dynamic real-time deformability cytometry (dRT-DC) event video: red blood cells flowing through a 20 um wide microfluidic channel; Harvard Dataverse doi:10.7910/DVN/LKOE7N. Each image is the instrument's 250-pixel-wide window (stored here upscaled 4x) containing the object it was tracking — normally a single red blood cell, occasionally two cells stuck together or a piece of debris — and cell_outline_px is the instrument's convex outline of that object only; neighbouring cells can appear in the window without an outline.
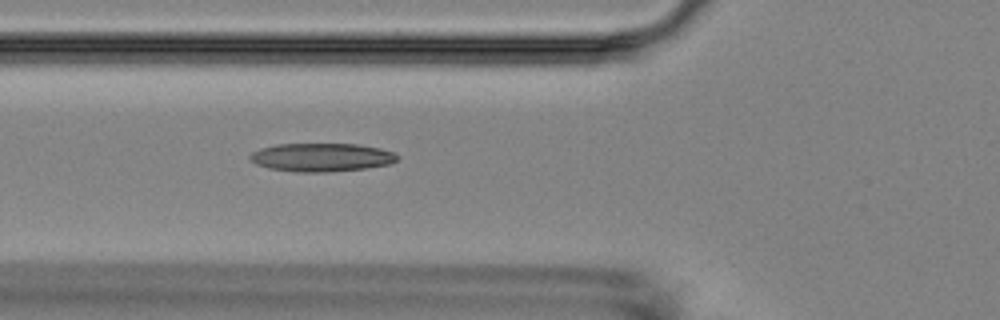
{"species": "Egyptian fruit bat (a non-hibernating species)", "species_latin": "Rousettus aegyptiacus", "temperature_condition": "room temperature", "stored_images_in_passage": 6, "camera_frame_rate_fps": 3000, "um_per_image_px": 0.085, "animal": {"sex": "female"}, "frame": {"image": 1, "passage_image": 6, "time_ms": 5.667, "image_size_px": [1000, 320], "cell_outline_px": [[400, 156], [396, 160], [388, 164], [364, 168], [328, 172], [296, 172], [268, 168], [256, 164], [248, 160], [248, 156], [252, 152], [260, 148], [276, 144], [356, 144], [380, 148], [392, 152]], "centroid_in_image_um": [27.27, 13.37], "position_along_channel_um": 98.5, "area_um2": 24.39}}